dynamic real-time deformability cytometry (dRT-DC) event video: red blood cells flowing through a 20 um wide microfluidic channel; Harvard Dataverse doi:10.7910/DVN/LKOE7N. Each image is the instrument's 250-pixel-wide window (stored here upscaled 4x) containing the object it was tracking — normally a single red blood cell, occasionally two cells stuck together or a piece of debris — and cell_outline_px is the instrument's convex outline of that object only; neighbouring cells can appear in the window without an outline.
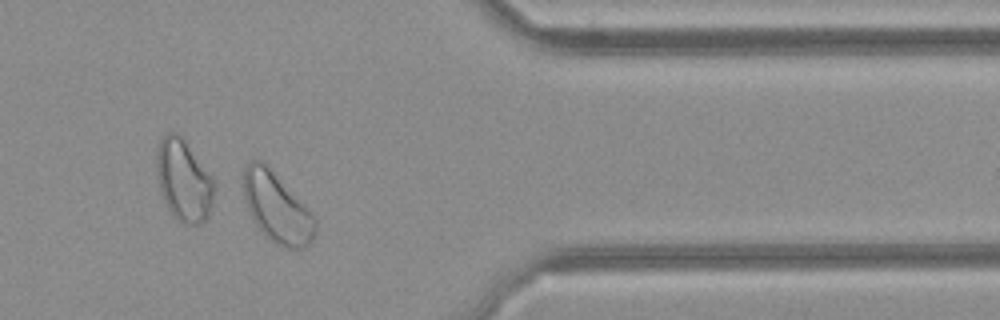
{"species": "common noctule bat (a hibernating species)", "species_latin": "Nyctalus noctula", "temperature_condition": "cold", "stored_images_in_passage": 35, "camera_frame_rate_fps": 3000, "um_per_image_px": 0.085, "animal": {"sex": "female", "body_mass_g": 21.9}, "frame": {"image": 1, "passage_image": 30, "time_ms": 9.667, "image_size_px": [1000, 320], "cell_outline_px": [[316, 232], [312, 240], [304, 248], [284, 248], [276, 244], [264, 236], [248, 212], [244, 200], [240, 184], [244, 168], [252, 160], [260, 160], [268, 164], [312, 212], [316, 220]], "centroid_in_image_um": [23.5, 17.62], "position_along_channel_um": 387.9, "area_um2": 30.0}}